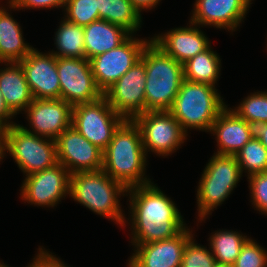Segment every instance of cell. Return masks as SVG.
<instances>
[{
	"instance_id": "obj_1",
	"label": "cell",
	"mask_w": 267,
	"mask_h": 267,
	"mask_svg": "<svg viewBox=\"0 0 267 267\" xmlns=\"http://www.w3.org/2000/svg\"><path fill=\"white\" fill-rule=\"evenodd\" d=\"M128 195L132 245L170 239L186 228L176 203L153 182L128 188Z\"/></svg>"
},
{
	"instance_id": "obj_2",
	"label": "cell",
	"mask_w": 267,
	"mask_h": 267,
	"mask_svg": "<svg viewBox=\"0 0 267 267\" xmlns=\"http://www.w3.org/2000/svg\"><path fill=\"white\" fill-rule=\"evenodd\" d=\"M146 157L139 127L133 120H125L103 151L102 170L127 189L150 184L145 173Z\"/></svg>"
},
{
	"instance_id": "obj_3",
	"label": "cell",
	"mask_w": 267,
	"mask_h": 267,
	"mask_svg": "<svg viewBox=\"0 0 267 267\" xmlns=\"http://www.w3.org/2000/svg\"><path fill=\"white\" fill-rule=\"evenodd\" d=\"M126 194L127 188L102 169L70 175L69 196L95 214L111 219L123 228L126 226V217L119 198Z\"/></svg>"
},
{
	"instance_id": "obj_4",
	"label": "cell",
	"mask_w": 267,
	"mask_h": 267,
	"mask_svg": "<svg viewBox=\"0 0 267 267\" xmlns=\"http://www.w3.org/2000/svg\"><path fill=\"white\" fill-rule=\"evenodd\" d=\"M140 59L146 67V111H169L184 80L183 65L150 38Z\"/></svg>"
},
{
	"instance_id": "obj_5",
	"label": "cell",
	"mask_w": 267,
	"mask_h": 267,
	"mask_svg": "<svg viewBox=\"0 0 267 267\" xmlns=\"http://www.w3.org/2000/svg\"><path fill=\"white\" fill-rule=\"evenodd\" d=\"M226 106L216 87L183 80L169 112L186 133L188 128L210 132Z\"/></svg>"
},
{
	"instance_id": "obj_6",
	"label": "cell",
	"mask_w": 267,
	"mask_h": 267,
	"mask_svg": "<svg viewBox=\"0 0 267 267\" xmlns=\"http://www.w3.org/2000/svg\"><path fill=\"white\" fill-rule=\"evenodd\" d=\"M242 177L235 155L213 154L203 170L197 189V210L202 222L229 197Z\"/></svg>"
},
{
	"instance_id": "obj_7",
	"label": "cell",
	"mask_w": 267,
	"mask_h": 267,
	"mask_svg": "<svg viewBox=\"0 0 267 267\" xmlns=\"http://www.w3.org/2000/svg\"><path fill=\"white\" fill-rule=\"evenodd\" d=\"M9 153L25 176L58 163L54 139L25 131L20 124L6 127L4 153Z\"/></svg>"
},
{
	"instance_id": "obj_8",
	"label": "cell",
	"mask_w": 267,
	"mask_h": 267,
	"mask_svg": "<svg viewBox=\"0 0 267 267\" xmlns=\"http://www.w3.org/2000/svg\"><path fill=\"white\" fill-rule=\"evenodd\" d=\"M124 121L104 96L90 103L73 106L72 126L102 151L107 148L115 131Z\"/></svg>"
},
{
	"instance_id": "obj_9",
	"label": "cell",
	"mask_w": 267,
	"mask_h": 267,
	"mask_svg": "<svg viewBox=\"0 0 267 267\" xmlns=\"http://www.w3.org/2000/svg\"><path fill=\"white\" fill-rule=\"evenodd\" d=\"M133 121L139 127L146 155L168 156L183 144L188 134L169 111H146Z\"/></svg>"
},
{
	"instance_id": "obj_10",
	"label": "cell",
	"mask_w": 267,
	"mask_h": 267,
	"mask_svg": "<svg viewBox=\"0 0 267 267\" xmlns=\"http://www.w3.org/2000/svg\"><path fill=\"white\" fill-rule=\"evenodd\" d=\"M134 36L132 34L117 48L89 60L95 82L102 93L140 60L143 48L150 40Z\"/></svg>"
},
{
	"instance_id": "obj_11",
	"label": "cell",
	"mask_w": 267,
	"mask_h": 267,
	"mask_svg": "<svg viewBox=\"0 0 267 267\" xmlns=\"http://www.w3.org/2000/svg\"><path fill=\"white\" fill-rule=\"evenodd\" d=\"M57 72L60 79V99L74 106L90 103L103 96L97 87L86 58H57Z\"/></svg>"
},
{
	"instance_id": "obj_12",
	"label": "cell",
	"mask_w": 267,
	"mask_h": 267,
	"mask_svg": "<svg viewBox=\"0 0 267 267\" xmlns=\"http://www.w3.org/2000/svg\"><path fill=\"white\" fill-rule=\"evenodd\" d=\"M146 67L140 59L103 93L108 104L125 120L146 112Z\"/></svg>"
},
{
	"instance_id": "obj_13",
	"label": "cell",
	"mask_w": 267,
	"mask_h": 267,
	"mask_svg": "<svg viewBox=\"0 0 267 267\" xmlns=\"http://www.w3.org/2000/svg\"><path fill=\"white\" fill-rule=\"evenodd\" d=\"M70 175L60 163L27 175L20 190L22 200L34 206H56L69 195Z\"/></svg>"
},
{
	"instance_id": "obj_14",
	"label": "cell",
	"mask_w": 267,
	"mask_h": 267,
	"mask_svg": "<svg viewBox=\"0 0 267 267\" xmlns=\"http://www.w3.org/2000/svg\"><path fill=\"white\" fill-rule=\"evenodd\" d=\"M55 142L58 163L70 174L103 168V151L90 143L73 126L65 129Z\"/></svg>"
},
{
	"instance_id": "obj_15",
	"label": "cell",
	"mask_w": 267,
	"mask_h": 267,
	"mask_svg": "<svg viewBox=\"0 0 267 267\" xmlns=\"http://www.w3.org/2000/svg\"><path fill=\"white\" fill-rule=\"evenodd\" d=\"M72 110L63 99H34L24 111L32 131L20 126L31 134L55 140L72 126Z\"/></svg>"
},
{
	"instance_id": "obj_16",
	"label": "cell",
	"mask_w": 267,
	"mask_h": 267,
	"mask_svg": "<svg viewBox=\"0 0 267 267\" xmlns=\"http://www.w3.org/2000/svg\"><path fill=\"white\" fill-rule=\"evenodd\" d=\"M34 99H60L57 58L34 48L20 62Z\"/></svg>"
},
{
	"instance_id": "obj_17",
	"label": "cell",
	"mask_w": 267,
	"mask_h": 267,
	"mask_svg": "<svg viewBox=\"0 0 267 267\" xmlns=\"http://www.w3.org/2000/svg\"><path fill=\"white\" fill-rule=\"evenodd\" d=\"M252 0H196L190 21L234 32L245 18Z\"/></svg>"
},
{
	"instance_id": "obj_18",
	"label": "cell",
	"mask_w": 267,
	"mask_h": 267,
	"mask_svg": "<svg viewBox=\"0 0 267 267\" xmlns=\"http://www.w3.org/2000/svg\"><path fill=\"white\" fill-rule=\"evenodd\" d=\"M193 235L186 227L173 238L133 245L135 253L128 263L132 267H181L184 247Z\"/></svg>"
},
{
	"instance_id": "obj_19",
	"label": "cell",
	"mask_w": 267,
	"mask_h": 267,
	"mask_svg": "<svg viewBox=\"0 0 267 267\" xmlns=\"http://www.w3.org/2000/svg\"><path fill=\"white\" fill-rule=\"evenodd\" d=\"M189 24V27L174 28L151 38L166 54L182 65L205 51L211 44L208 37L199 29L200 26L192 22Z\"/></svg>"
},
{
	"instance_id": "obj_20",
	"label": "cell",
	"mask_w": 267,
	"mask_h": 267,
	"mask_svg": "<svg viewBox=\"0 0 267 267\" xmlns=\"http://www.w3.org/2000/svg\"><path fill=\"white\" fill-rule=\"evenodd\" d=\"M212 133L217 142L219 155H235L252 138L248 122L239 117L228 105L212 124Z\"/></svg>"
},
{
	"instance_id": "obj_21",
	"label": "cell",
	"mask_w": 267,
	"mask_h": 267,
	"mask_svg": "<svg viewBox=\"0 0 267 267\" xmlns=\"http://www.w3.org/2000/svg\"><path fill=\"white\" fill-rule=\"evenodd\" d=\"M0 69V92L9 110L17 115L34 100L19 62H6Z\"/></svg>"
},
{
	"instance_id": "obj_22",
	"label": "cell",
	"mask_w": 267,
	"mask_h": 267,
	"mask_svg": "<svg viewBox=\"0 0 267 267\" xmlns=\"http://www.w3.org/2000/svg\"><path fill=\"white\" fill-rule=\"evenodd\" d=\"M83 29L85 58L88 60L117 48L132 35L125 28L103 19L93 21Z\"/></svg>"
},
{
	"instance_id": "obj_23",
	"label": "cell",
	"mask_w": 267,
	"mask_h": 267,
	"mask_svg": "<svg viewBox=\"0 0 267 267\" xmlns=\"http://www.w3.org/2000/svg\"><path fill=\"white\" fill-rule=\"evenodd\" d=\"M0 6V63L20 62L33 49L26 43L20 24Z\"/></svg>"
},
{
	"instance_id": "obj_24",
	"label": "cell",
	"mask_w": 267,
	"mask_h": 267,
	"mask_svg": "<svg viewBox=\"0 0 267 267\" xmlns=\"http://www.w3.org/2000/svg\"><path fill=\"white\" fill-rule=\"evenodd\" d=\"M221 71L219 55L211 45L183 64L184 80L216 86Z\"/></svg>"
},
{
	"instance_id": "obj_25",
	"label": "cell",
	"mask_w": 267,
	"mask_h": 267,
	"mask_svg": "<svg viewBox=\"0 0 267 267\" xmlns=\"http://www.w3.org/2000/svg\"><path fill=\"white\" fill-rule=\"evenodd\" d=\"M99 19L119 25L136 34L141 28L142 16L130 0H97Z\"/></svg>"
},
{
	"instance_id": "obj_26",
	"label": "cell",
	"mask_w": 267,
	"mask_h": 267,
	"mask_svg": "<svg viewBox=\"0 0 267 267\" xmlns=\"http://www.w3.org/2000/svg\"><path fill=\"white\" fill-rule=\"evenodd\" d=\"M55 45L58 51H50L56 58H85L83 26L63 18L55 32Z\"/></svg>"
},
{
	"instance_id": "obj_27",
	"label": "cell",
	"mask_w": 267,
	"mask_h": 267,
	"mask_svg": "<svg viewBox=\"0 0 267 267\" xmlns=\"http://www.w3.org/2000/svg\"><path fill=\"white\" fill-rule=\"evenodd\" d=\"M249 239L237 231L216 230L209 237V249L216 263L233 265L246 241Z\"/></svg>"
},
{
	"instance_id": "obj_28",
	"label": "cell",
	"mask_w": 267,
	"mask_h": 267,
	"mask_svg": "<svg viewBox=\"0 0 267 267\" xmlns=\"http://www.w3.org/2000/svg\"><path fill=\"white\" fill-rule=\"evenodd\" d=\"M235 156L242 174L245 172L249 177L254 174L267 172V149L259 139L252 138Z\"/></svg>"
},
{
	"instance_id": "obj_29",
	"label": "cell",
	"mask_w": 267,
	"mask_h": 267,
	"mask_svg": "<svg viewBox=\"0 0 267 267\" xmlns=\"http://www.w3.org/2000/svg\"><path fill=\"white\" fill-rule=\"evenodd\" d=\"M231 110L247 122L267 123V91L250 93L239 106Z\"/></svg>"
},
{
	"instance_id": "obj_30",
	"label": "cell",
	"mask_w": 267,
	"mask_h": 267,
	"mask_svg": "<svg viewBox=\"0 0 267 267\" xmlns=\"http://www.w3.org/2000/svg\"><path fill=\"white\" fill-rule=\"evenodd\" d=\"M97 7V0H67L63 18L84 27L99 20Z\"/></svg>"
},
{
	"instance_id": "obj_31",
	"label": "cell",
	"mask_w": 267,
	"mask_h": 267,
	"mask_svg": "<svg viewBox=\"0 0 267 267\" xmlns=\"http://www.w3.org/2000/svg\"><path fill=\"white\" fill-rule=\"evenodd\" d=\"M215 263L211 250L195 243L194 237L186 243L181 267H213Z\"/></svg>"
},
{
	"instance_id": "obj_32",
	"label": "cell",
	"mask_w": 267,
	"mask_h": 267,
	"mask_svg": "<svg viewBox=\"0 0 267 267\" xmlns=\"http://www.w3.org/2000/svg\"><path fill=\"white\" fill-rule=\"evenodd\" d=\"M267 250L261 247L256 240L249 238L243 245L233 267H266Z\"/></svg>"
},
{
	"instance_id": "obj_33",
	"label": "cell",
	"mask_w": 267,
	"mask_h": 267,
	"mask_svg": "<svg viewBox=\"0 0 267 267\" xmlns=\"http://www.w3.org/2000/svg\"><path fill=\"white\" fill-rule=\"evenodd\" d=\"M247 179L251 191L250 202L255 210L267 215V172L251 175Z\"/></svg>"
},
{
	"instance_id": "obj_34",
	"label": "cell",
	"mask_w": 267,
	"mask_h": 267,
	"mask_svg": "<svg viewBox=\"0 0 267 267\" xmlns=\"http://www.w3.org/2000/svg\"><path fill=\"white\" fill-rule=\"evenodd\" d=\"M8 8L13 10H21V9H53L64 6L67 0H7Z\"/></svg>"
},
{
	"instance_id": "obj_35",
	"label": "cell",
	"mask_w": 267,
	"mask_h": 267,
	"mask_svg": "<svg viewBox=\"0 0 267 267\" xmlns=\"http://www.w3.org/2000/svg\"><path fill=\"white\" fill-rule=\"evenodd\" d=\"M38 251L36 257L33 258V261L27 267H69L45 248L39 247Z\"/></svg>"
},
{
	"instance_id": "obj_36",
	"label": "cell",
	"mask_w": 267,
	"mask_h": 267,
	"mask_svg": "<svg viewBox=\"0 0 267 267\" xmlns=\"http://www.w3.org/2000/svg\"><path fill=\"white\" fill-rule=\"evenodd\" d=\"M248 128L251 138L259 139L262 145L267 149V123L258 121L248 122Z\"/></svg>"
},
{
	"instance_id": "obj_37",
	"label": "cell",
	"mask_w": 267,
	"mask_h": 267,
	"mask_svg": "<svg viewBox=\"0 0 267 267\" xmlns=\"http://www.w3.org/2000/svg\"><path fill=\"white\" fill-rule=\"evenodd\" d=\"M15 115L9 110L7 105L5 104L2 93L0 92V122H2L6 127H10L15 125L16 123L10 122Z\"/></svg>"
},
{
	"instance_id": "obj_38",
	"label": "cell",
	"mask_w": 267,
	"mask_h": 267,
	"mask_svg": "<svg viewBox=\"0 0 267 267\" xmlns=\"http://www.w3.org/2000/svg\"><path fill=\"white\" fill-rule=\"evenodd\" d=\"M133 6L140 12L155 8L161 0H130Z\"/></svg>"
},
{
	"instance_id": "obj_39",
	"label": "cell",
	"mask_w": 267,
	"mask_h": 267,
	"mask_svg": "<svg viewBox=\"0 0 267 267\" xmlns=\"http://www.w3.org/2000/svg\"><path fill=\"white\" fill-rule=\"evenodd\" d=\"M6 126L0 122V145H4Z\"/></svg>"
},
{
	"instance_id": "obj_40",
	"label": "cell",
	"mask_w": 267,
	"mask_h": 267,
	"mask_svg": "<svg viewBox=\"0 0 267 267\" xmlns=\"http://www.w3.org/2000/svg\"><path fill=\"white\" fill-rule=\"evenodd\" d=\"M5 154L6 153H4V145H0V162L5 157Z\"/></svg>"
},
{
	"instance_id": "obj_41",
	"label": "cell",
	"mask_w": 267,
	"mask_h": 267,
	"mask_svg": "<svg viewBox=\"0 0 267 267\" xmlns=\"http://www.w3.org/2000/svg\"><path fill=\"white\" fill-rule=\"evenodd\" d=\"M213 267H233V265H230V264L215 263Z\"/></svg>"
},
{
	"instance_id": "obj_42",
	"label": "cell",
	"mask_w": 267,
	"mask_h": 267,
	"mask_svg": "<svg viewBox=\"0 0 267 267\" xmlns=\"http://www.w3.org/2000/svg\"><path fill=\"white\" fill-rule=\"evenodd\" d=\"M0 267H9L8 265H5L4 263L0 262Z\"/></svg>"
}]
</instances>
